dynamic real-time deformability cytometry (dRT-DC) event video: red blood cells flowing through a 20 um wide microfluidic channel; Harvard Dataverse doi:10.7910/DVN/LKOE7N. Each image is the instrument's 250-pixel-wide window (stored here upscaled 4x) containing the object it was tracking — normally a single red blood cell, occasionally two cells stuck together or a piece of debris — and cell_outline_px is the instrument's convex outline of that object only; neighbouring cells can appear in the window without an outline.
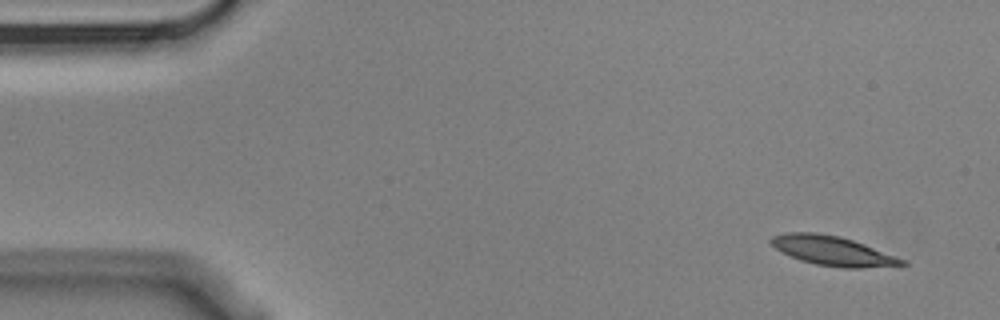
{"species": "Egyptian fruit bat (a non-hibernating species)", "species_latin": "Rousettus aegyptiacus", "temperature_condition": "cold", "stored_images_in_passage": 10, "camera_frame_rate_fps": 3000, "um_per_image_px": 0.085, "animal": {"sex": "male"}, "frame": {"image": 1, "passage_image": 1, "time_ms": 0.0, "image_size_px": [1000, 320], "cell_outline_px": [[908, 264], [860, 268], [844, 268], [816, 264], [800, 260], [776, 248], [768, 240], [772, 236], [784, 232], [816, 232], [840, 236], [864, 244], [908, 260]], "centroid_in_image_um": [70.79, 21.31], "position_along_channel_um": 14.2, "area_um2": 22.37}}
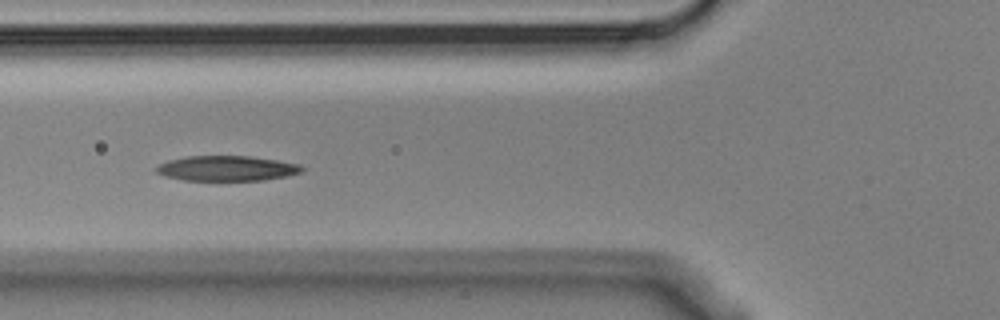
{"frame": {"image": 2, "passage_image": 6, "time_ms": 1.667, "image_size_px": [1000, 320], "cell_outline_px": [[304, 168], [300, 172], [288, 176], [264, 180], [184, 180], [164, 176], [156, 172], [156, 168], [160, 164], [168, 160], [188, 156], [248, 156], [276, 160], [300, 164]], "centroid_in_image_um": [19.28, 14.31], "position_along_channel_um": 106.5, "area_um2": 21.21}}
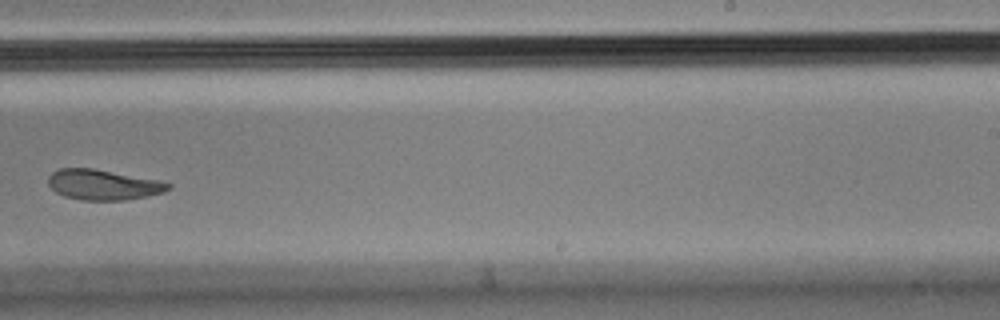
{"frame": {"image": 3, "passage_image": 10, "time_ms": 3.0, "image_size_px": [1000, 320], "cell_outline_px": [[172, 188], [164, 192], [148, 196], [124, 200], [80, 200], [64, 196], [56, 192], [48, 184], [48, 176], [52, 172], [60, 168], [92, 168], [156, 180], [172, 184]], "centroid_in_image_um": [8.75, 15.71], "position_along_channel_um": 280.2, "area_um2": 21.1}}